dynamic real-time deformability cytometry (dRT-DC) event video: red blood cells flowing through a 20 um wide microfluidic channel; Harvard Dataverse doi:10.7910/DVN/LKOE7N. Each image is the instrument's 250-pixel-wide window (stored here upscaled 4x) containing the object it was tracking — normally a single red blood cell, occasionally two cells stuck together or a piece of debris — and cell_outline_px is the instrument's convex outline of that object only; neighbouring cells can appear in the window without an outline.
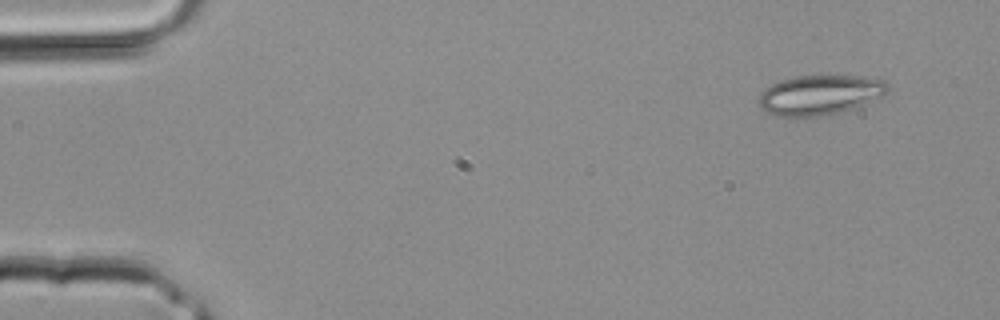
{"species": "common noctule bat (a hibernating species)", "species_latin": "Nyctalus noctula", "temperature_condition": "room temperature", "stored_images_in_passage": 3, "camera_frame_rate_fps": 3000, "um_per_image_px": 0.085, "animal": {"sex": "male", "body_mass_g": 20.4}, "frame": {"image": 1, "passage_image": 1, "time_ms": 0.0, "image_size_px": [1000, 320], "cell_outline_px": [[888, 92], [880, 96], [852, 108], [820, 116], [772, 116], [764, 112], [760, 108], [760, 96], [764, 88], [772, 84], [796, 76], [856, 76], [884, 80], [888, 84]], "centroid_in_image_um": [69.64, 8.07], "position_along_channel_um": 15.4, "area_um2": 29.36}}